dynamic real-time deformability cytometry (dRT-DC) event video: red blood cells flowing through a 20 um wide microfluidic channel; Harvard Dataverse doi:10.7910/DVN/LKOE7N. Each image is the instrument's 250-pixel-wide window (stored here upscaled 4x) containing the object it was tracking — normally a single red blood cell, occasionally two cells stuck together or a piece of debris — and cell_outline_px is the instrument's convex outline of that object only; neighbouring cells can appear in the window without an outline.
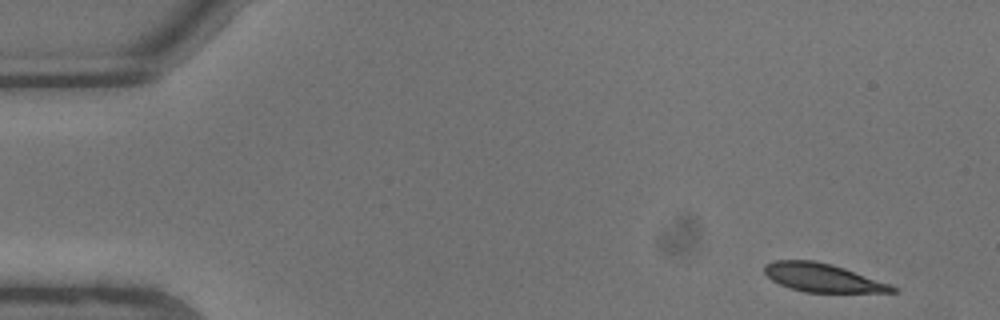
{"species": "common noctule bat (a hibernating species)", "species_latin": "Nyctalus noctula", "temperature_condition": "warm", "stored_images_in_passage": 7, "camera_frame_rate_fps": 3000, "um_per_image_px": 0.085, "animal": {"sex": "male", "body_mass_g": 13.3}, "frame": {"image": 1, "passage_image": 1, "time_ms": 0.0, "image_size_px": [1000, 320], "cell_outline_px": [[896, 292], [804, 292], [780, 284], [772, 280], [764, 272], [764, 264], [772, 260], [812, 260], [832, 264], [892, 284], [896, 288]], "centroid_in_image_um": [69.91, 23.59], "position_along_channel_um": 15.1, "area_um2": 21.1}}
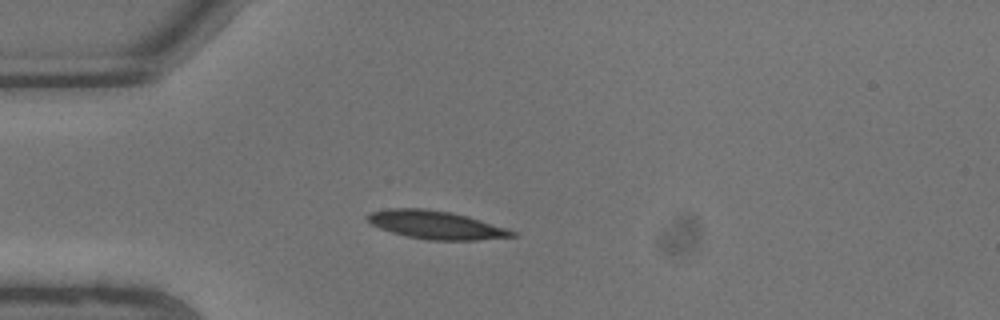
{"frame": {"image": 2, "passage_image": 5, "time_ms": 1.333, "image_size_px": [1000, 320], "cell_outline_px": [[516, 236], [476, 240], [428, 240], [408, 236], [392, 232], [380, 228], [372, 224], [364, 216], [372, 212], [388, 208], [424, 208], [448, 212], [468, 216], [516, 232]], "centroid_in_image_um": [37.02, 19.11], "position_along_channel_um": 48.0, "area_um2": 23.41}}